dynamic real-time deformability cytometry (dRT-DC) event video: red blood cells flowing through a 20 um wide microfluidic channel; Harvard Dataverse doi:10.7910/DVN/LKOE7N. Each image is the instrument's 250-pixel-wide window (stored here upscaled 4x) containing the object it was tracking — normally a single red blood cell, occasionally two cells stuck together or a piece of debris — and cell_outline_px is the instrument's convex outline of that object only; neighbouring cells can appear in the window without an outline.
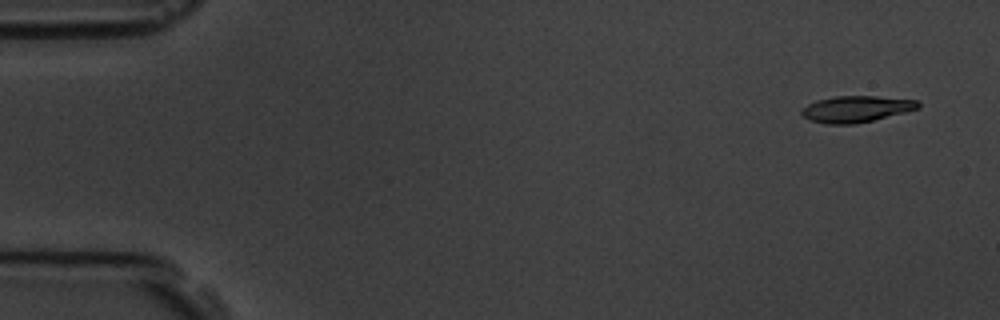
{"species": "common noctule bat (a hibernating species)", "species_latin": "Nyctalus noctula", "temperature_condition": "room temperature", "stored_images_in_passage": 4, "camera_frame_rate_fps": 3000, "um_per_image_px": 0.085, "animal": {"sex": "male", "body_mass_g": 19.5, "forearm_length_mm": 54.6}, "frame": {"image": 1, "passage_image": 1, "time_ms": 0.0, "image_size_px": [1000, 320], "cell_outline_px": [[920, 108], [856, 124], [824, 124], [812, 120], [804, 116], [800, 112], [808, 104], [816, 100], [836, 96], [876, 96], [916, 100], [920, 104]], "centroid_in_image_um": [72.77, 9.26], "position_along_channel_um": 12.2, "area_um2": 17.69}}
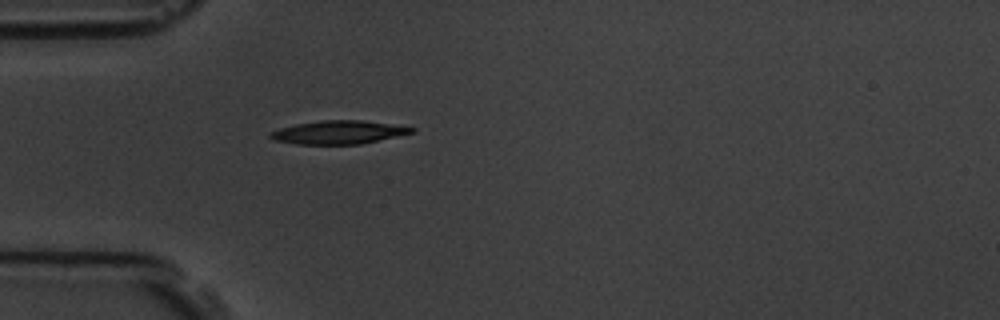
{"frame": {"image": 2, "passage_image": 4, "time_ms": 4.333, "image_size_px": [1000, 320], "cell_outline_px": [[416, 132], [360, 144], [296, 144], [276, 140], [268, 136], [272, 132], [280, 128], [296, 124], [324, 120], [360, 120], [416, 128]], "centroid_in_image_um": [28.79, 11.25], "position_along_channel_um": 56.2, "area_um2": 18.9}}